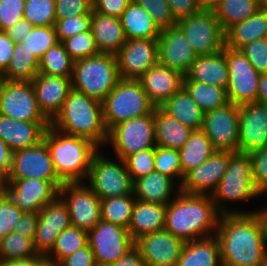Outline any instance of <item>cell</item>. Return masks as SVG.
I'll use <instances>...</instances> for the list:
<instances>
[{"label": "cell", "mask_w": 267, "mask_h": 266, "mask_svg": "<svg viewBox=\"0 0 267 266\" xmlns=\"http://www.w3.org/2000/svg\"><path fill=\"white\" fill-rule=\"evenodd\" d=\"M23 43L40 60L44 53L59 41L54 26H34L23 39Z\"/></svg>", "instance_id": "cell-45"}, {"label": "cell", "mask_w": 267, "mask_h": 266, "mask_svg": "<svg viewBox=\"0 0 267 266\" xmlns=\"http://www.w3.org/2000/svg\"><path fill=\"white\" fill-rule=\"evenodd\" d=\"M49 127L50 121H22L0 114V139L12 152L38 145Z\"/></svg>", "instance_id": "cell-25"}, {"label": "cell", "mask_w": 267, "mask_h": 266, "mask_svg": "<svg viewBox=\"0 0 267 266\" xmlns=\"http://www.w3.org/2000/svg\"><path fill=\"white\" fill-rule=\"evenodd\" d=\"M5 193L4 184L0 183V197Z\"/></svg>", "instance_id": "cell-70"}, {"label": "cell", "mask_w": 267, "mask_h": 266, "mask_svg": "<svg viewBox=\"0 0 267 266\" xmlns=\"http://www.w3.org/2000/svg\"><path fill=\"white\" fill-rule=\"evenodd\" d=\"M38 178L50 181L58 190L64 184L57 176L46 142L13 152L8 179Z\"/></svg>", "instance_id": "cell-14"}, {"label": "cell", "mask_w": 267, "mask_h": 266, "mask_svg": "<svg viewBox=\"0 0 267 266\" xmlns=\"http://www.w3.org/2000/svg\"><path fill=\"white\" fill-rule=\"evenodd\" d=\"M265 197H267V194H264ZM256 213L259 215L261 221H262V224H263V227H264V231H265V235L267 237V206L266 208L264 207L263 210H257Z\"/></svg>", "instance_id": "cell-67"}, {"label": "cell", "mask_w": 267, "mask_h": 266, "mask_svg": "<svg viewBox=\"0 0 267 266\" xmlns=\"http://www.w3.org/2000/svg\"><path fill=\"white\" fill-rule=\"evenodd\" d=\"M176 21L201 11L198 0H166Z\"/></svg>", "instance_id": "cell-57"}, {"label": "cell", "mask_w": 267, "mask_h": 266, "mask_svg": "<svg viewBox=\"0 0 267 266\" xmlns=\"http://www.w3.org/2000/svg\"><path fill=\"white\" fill-rule=\"evenodd\" d=\"M176 25L185 34L197 55H210L225 47V31L214 11H204L179 19Z\"/></svg>", "instance_id": "cell-10"}, {"label": "cell", "mask_w": 267, "mask_h": 266, "mask_svg": "<svg viewBox=\"0 0 267 266\" xmlns=\"http://www.w3.org/2000/svg\"><path fill=\"white\" fill-rule=\"evenodd\" d=\"M184 242L164 230L145 234L134 241L146 266H177Z\"/></svg>", "instance_id": "cell-20"}, {"label": "cell", "mask_w": 267, "mask_h": 266, "mask_svg": "<svg viewBox=\"0 0 267 266\" xmlns=\"http://www.w3.org/2000/svg\"><path fill=\"white\" fill-rule=\"evenodd\" d=\"M131 1L132 0H92V10L106 16L120 18Z\"/></svg>", "instance_id": "cell-56"}, {"label": "cell", "mask_w": 267, "mask_h": 266, "mask_svg": "<svg viewBox=\"0 0 267 266\" xmlns=\"http://www.w3.org/2000/svg\"><path fill=\"white\" fill-rule=\"evenodd\" d=\"M62 43L74 61L100 54L91 27L86 31L65 39Z\"/></svg>", "instance_id": "cell-47"}, {"label": "cell", "mask_w": 267, "mask_h": 266, "mask_svg": "<svg viewBox=\"0 0 267 266\" xmlns=\"http://www.w3.org/2000/svg\"><path fill=\"white\" fill-rule=\"evenodd\" d=\"M222 0H198L201 10L204 11H215V9L220 5Z\"/></svg>", "instance_id": "cell-66"}, {"label": "cell", "mask_w": 267, "mask_h": 266, "mask_svg": "<svg viewBox=\"0 0 267 266\" xmlns=\"http://www.w3.org/2000/svg\"><path fill=\"white\" fill-rule=\"evenodd\" d=\"M264 1V6L267 7V0H263Z\"/></svg>", "instance_id": "cell-72"}, {"label": "cell", "mask_w": 267, "mask_h": 266, "mask_svg": "<svg viewBox=\"0 0 267 266\" xmlns=\"http://www.w3.org/2000/svg\"><path fill=\"white\" fill-rule=\"evenodd\" d=\"M264 6L263 0H222L214 13L226 31L233 24L241 22Z\"/></svg>", "instance_id": "cell-38"}, {"label": "cell", "mask_w": 267, "mask_h": 266, "mask_svg": "<svg viewBox=\"0 0 267 266\" xmlns=\"http://www.w3.org/2000/svg\"><path fill=\"white\" fill-rule=\"evenodd\" d=\"M4 190L21 211L28 213H38L59 195L50 181L38 178L7 179Z\"/></svg>", "instance_id": "cell-18"}, {"label": "cell", "mask_w": 267, "mask_h": 266, "mask_svg": "<svg viewBox=\"0 0 267 266\" xmlns=\"http://www.w3.org/2000/svg\"><path fill=\"white\" fill-rule=\"evenodd\" d=\"M13 152L9 146L0 139V183L5 184L12 165Z\"/></svg>", "instance_id": "cell-61"}, {"label": "cell", "mask_w": 267, "mask_h": 266, "mask_svg": "<svg viewBox=\"0 0 267 266\" xmlns=\"http://www.w3.org/2000/svg\"><path fill=\"white\" fill-rule=\"evenodd\" d=\"M135 200L133 195L102 199L101 219L128 229Z\"/></svg>", "instance_id": "cell-41"}, {"label": "cell", "mask_w": 267, "mask_h": 266, "mask_svg": "<svg viewBox=\"0 0 267 266\" xmlns=\"http://www.w3.org/2000/svg\"><path fill=\"white\" fill-rule=\"evenodd\" d=\"M158 38L127 39L115 54L121 79L138 80L158 63Z\"/></svg>", "instance_id": "cell-17"}, {"label": "cell", "mask_w": 267, "mask_h": 266, "mask_svg": "<svg viewBox=\"0 0 267 266\" xmlns=\"http://www.w3.org/2000/svg\"><path fill=\"white\" fill-rule=\"evenodd\" d=\"M87 244V231L70 226L59 234L46 258L52 266H57L64 258L74 254Z\"/></svg>", "instance_id": "cell-39"}, {"label": "cell", "mask_w": 267, "mask_h": 266, "mask_svg": "<svg viewBox=\"0 0 267 266\" xmlns=\"http://www.w3.org/2000/svg\"><path fill=\"white\" fill-rule=\"evenodd\" d=\"M120 79L114 54L100 53L73 63L72 89L100 102L115 88Z\"/></svg>", "instance_id": "cell-6"}, {"label": "cell", "mask_w": 267, "mask_h": 266, "mask_svg": "<svg viewBox=\"0 0 267 266\" xmlns=\"http://www.w3.org/2000/svg\"><path fill=\"white\" fill-rule=\"evenodd\" d=\"M25 0H0V31H6L23 18Z\"/></svg>", "instance_id": "cell-54"}, {"label": "cell", "mask_w": 267, "mask_h": 266, "mask_svg": "<svg viewBox=\"0 0 267 266\" xmlns=\"http://www.w3.org/2000/svg\"><path fill=\"white\" fill-rule=\"evenodd\" d=\"M0 114L22 121H49L38 107L31 81L4 80L0 87Z\"/></svg>", "instance_id": "cell-15"}, {"label": "cell", "mask_w": 267, "mask_h": 266, "mask_svg": "<svg viewBox=\"0 0 267 266\" xmlns=\"http://www.w3.org/2000/svg\"><path fill=\"white\" fill-rule=\"evenodd\" d=\"M173 183V179L154 170L133 181V196L136 200L167 205L173 200Z\"/></svg>", "instance_id": "cell-32"}, {"label": "cell", "mask_w": 267, "mask_h": 266, "mask_svg": "<svg viewBox=\"0 0 267 266\" xmlns=\"http://www.w3.org/2000/svg\"><path fill=\"white\" fill-rule=\"evenodd\" d=\"M155 147L148 148L127 156L124 159L127 171L132 181L146 176L155 170L154 167Z\"/></svg>", "instance_id": "cell-48"}, {"label": "cell", "mask_w": 267, "mask_h": 266, "mask_svg": "<svg viewBox=\"0 0 267 266\" xmlns=\"http://www.w3.org/2000/svg\"><path fill=\"white\" fill-rule=\"evenodd\" d=\"M92 0H55L56 19L91 13Z\"/></svg>", "instance_id": "cell-55"}, {"label": "cell", "mask_w": 267, "mask_h": 266, "mask_svg": "<svg viewBox=\"0 0 267 266\" xmlns=\"http://www.w3.org/2000/svg\"><path fill=\"white\" fill-rule=\"evenodd\" d=\"M157 40L158 63L185 76L197 54L182 30L177 25L163 29Z\"/></svg>", "instance_id": "cell-21"}, {"label": "cell", "mask_w": 267, "mask_h": 266, "mask_svg": "<svg viewBox=\"0 0 267 266\" xmlns=\"http://www.w3.org/2000/svg\"><path fill=\"white\" fill-rule=\"evenodd\" d=\"M109 266H146L139 250L134 246L124 256Z\"/></svg>", "instance_id": "cell-63"}, {"label": "cell", "mask_w": 267, "mask_h": 266, "mask_svg": "<svg viewBox=\"0 0 267 266\" xmlns=\"http://www.w3.org/2000/svg\"><path fill=\"white\" fill-rule=\"evenodd\" d=\"M85 183H65L59 196L67 204L71 226L89 231L101 220V199Z\"/></svg>", "instance_id": "cell-13"}, {"label": "cell", "mask_w": 267, "mask_h": 266, "mask_svg": "<svg viewBox=\"0 0 267 266\" xmlns=\"http://www.w3.org/2000/svg\"><path fill=\"white\" fill-rule=\"evenodd\" d=\"M183 87L205 113L229 103L226 88L193 81H183Z\"/></svg>", "instance_id": "cell-40"}, {"label": "cell", "mask_w": 267, "mask_h": 266, "mask_svg": "<svg viewBox=\"0 0 267 266\" xmlns=\"http://www.w3.org/2000/svg\"><path fill=\"white\" fill-rule=\"evenodd\" d=\"M166 205L135 200L128 230L135 241L139 237L164 230Z\"/></svg>", "instance_id": "cell-29"}, {"label": "cell", "mask_w": 267, "mask_h": 266, "mask_svg": "<svg viewBox=\"0 0 267 266\" xmlns=\"http://www.w3.org/2000/svg\"><path fill=\"white\" fill-rule=\"evenodd\" d=\"M228 83L226 87L229 102L240 106L257 102L260 73L251 65L240 49L226 46Z\"/></svg>", "instance_id": "cell-12"}, {"label": "cell", "mask_w": 267, "mask_h": 266, "mask_svg": "<svg viewBox=\"0 0 267 266\" xmlns=\"http://www.w3.org/2000/svg\"><path fill=\"white\" fill-rule=\"evenodd\" d=\"M38 256L33 240L10 232L0 240V260H23Z\"/></svg>", "instance_id": "cell-43"}, {"label": "cell", "mask_w": 267, "mask_h": 266, "mask_svg": "<svg viewBox=\"0 0 267 266\" xmlns=\"http://www.w3.org/2000/svg\"><path fill=\"white\" fill-rule=\"evenodd\" d=\"M217 211L221 214H251L252 212L229 211L226 202H243L261 196L252 176L250 156L241 152H229V160L225 174L219 181L216 189L210 195ZM225 202V203H224ZM225 204V205H224Z\"/></svg>", "instance_id": "cell-5"}, {"label": "cell", "mask_w": 267, "mask_h": 266, "mask_svg": "<svg viewBox=\"0 0 267 266\" xmlns=\"http://www.w3.org/2000/svg\"><path fill=\"white\" fill-rule=\"evenodd\" d=\"M91 31L100 53L116 54L126 42L120 18L92 10Z\"/></svg>", "instance_id": "cell-28"}, {"label": "cell", "mask_w": 267, "mask_h": 266, "mask_svg": "<svg viewBox=\"0 0 267 266\" xmlns=\"http://www.w3.org/2000/svg\"><path fill=\"white\" fill-rule=\"evenodd\" d=\"M40 60L23 42L16 43L7 70L3 73L7 81H32L39 73Z\"/></svg>", "instance_id": "cell-37"}, {"label": "cell", "mask_w": 267, "mask_h": 266, "mask_svg": "<svg viewBox=\"0 0 267 266\" xmlns=\"http://www.w3.org/2000/svg\"><path fill=\"white\" fill-rule=\"evenodd\" d=\"M23 213L6 193L0 197V240L14 230Z\"/></svg>", "instance_id": "cell-51"}, {"label": "cell", "mask_w": 267, "mask_h": 266, "mask_svg": "<svg viewBox=\"0 0 267 266\" xmlns=\"http://www.w3.org/2000/svg\"><path fill=\"white\" fill-rule=\"evenodd\" d=\"M159 107L190 129H202L205 112L195 103L184 87Z\"/></svg>", "instance_id": "cell-34"}, {"label": "cell", "mask_w": 267, "mask_h": 266, "mask_svg": "<svg viewBox=\"0 0 267 266\" xmlns=\"http://www.w3.org/2000/svg\"><path fill=\"white\" fill-rule=\"evenodd\" d=\"M267 101V74H261L259 77L257 103Z\"/></svg>", "instance_id": "cell-65"}, {"label": "cell", "mask_w": 267, "mask_h": 266, "mask_svg": "<svg viewBox=\"0 0 267 266\" xmlns=\"http://www.w3.org/2000/svg\"><path fill=\"white\" fill-rule=\"evenodd\" d=\"M223 266L217 237L184 242L177 266Z\"/></svg>", "instance_id": "cell-31"}, {"label": "cell", "mask_w": 267, "mask_h": 266, "mask_svg": "<svg viewBox=\"0 0 267 266\" xmlns=\"http://www.w3.org/2000/svg\"><path fill=\"white\" fill-rule=\"evenodd\" d=\"M111 161L97 151L91 162L87 180L93 192L102 200L123 195H133V181L124 160Z\"/></svg>", "instance_id": "cell-8"}, {"label": "cell", "mask_w": 267, "mask_h": 266, "mask_svg": "<svg viewBox=\"0 0 267 266\" xmlns=\"http://www.w3.org/2000/svg\"><path fill=\"white\" fill-rule=\"evenodd\" d=\"M46 142L58 178L65 183H83L88 178L92 158L99 147L92 141L60 132L51 125Z\"/></svg>", "instance_id": "cell-3"}, {"label": "cell", "mask_w": 267, "mask_h": 266, "mask_svg": "<svg viewBox=\"0 0 267 266\" xmlns=\"http://www.w3.org/2000/svg\"><path fill=\"white\" fill-rule=\"evenodd\" d=\"M261 104L264 106V108H265V110L267 112V101L266 102H262Z\"/></svg>", "instance_id": "cell-71"}, {"label": "cell", "mask_w": 267, "mask_h": 266, "mask_svg": "<svg viewBox=\"0 0 267 266\" xmlns=\"http://www.w3.org/2000/svg\"><path fill=\"white\" fill-rule=\"evenodd\" d=\"M238 152L249 154L267 146V112L261 103L239 106Z\"/></svg>", "instance_id": "cell-22"}, {"label": "cell", "mask_w": 267, "mask_h": 266, "mask_svg": "<svg viewBox=\"0 0 267 266\" xmlns=\"http://www.w3.org/2000/svg\"><path fill=\"white\" fill-rule=\"evenodd\" d=\"M87 241L97 266H109L134 247L128 229L102 219L87 231Z\"/></svg>", "instance_id": "cell-11"}, {"label": "cell", "mask_w": 267, "mask_h": 266, "mask_svg": "<svg viewBox=\"0 0 267 266\" xmlns=\"http://www.w3.org/2000/svg\"><path fill=\"white\" fill-rule=\"evenodd\" d=\"M228 160L229 151H215L208 160L184 175L180 191L187 194L211 195L225 174Z\"/></svg>", "instance_id": "cell-23"}, {"label": "cell", "mask_w": 267, "mask_h": 266, "mask_svg": "<svg viewBox=\"0 0 267 266\" xmlns=\"http://www.w3.org/2000/svg\"><path fill=\"white\" fill-rule=\"evenodd\" d=\"M33 27L27 19L22 18L5 32L15 43H20L23 42V39L30 33Z\"/></svg>", "instance_id": "cell-62"}, {"label": "cell", "mask_w": 267, "mask_h": 266, "mask_svg": "<svg viewBox=\"0 0 267 266\" xmlns=\"http://www.w3.org/2000/svg\"><path fill=\"white\" fill-rule=\"evenodd\" d=\"M154 167L157 172L173 180L174 178H180L181 183H179L178 188L181 186L184 175L181 170L179 150L156 146Z\"/></svg>", "instance_id": "cell-46"}, {"label": "cell", "mask_w": 267, "mask_h": 266, "mask_svg": "<svg viewBox=\"0 0 267 266\" xmlns=\"http://www.w3.org/2000/svg\"><path fill=\"white\" fill-rule=\"evenodd\" d=\"M137 5L143 7L153 18L154 23L160 30L176 25L169 4L166 0H132Z\"/></svg>", "instance_id": "cell-49"}, {"label": "cell", "mask_w": 267, "mask_h": 266, "mask_svg": "<svg viewBox=\"0 0 267 266\" xmlns=\"http://www.w3.org/2000/svg\"><path fill=\"white\" fill-rule=\"evenodd\" d=\"M252 163V176L258 192L267 194V146L248 154Z\"/></svg>", "instance_id": "cell-53"}, {"label": "cell", "mask_w": 267, "mask_h": 266, "mask_svg": "<svg viewBox=\"0 0 267 266\" xmlns=\"http://www.w3.org/2000/svg\"><path fill=\"white\" fill-rule=\"evenodd\" d=\"M57 266H97L93 250L87 244L74 254L64 258Z\"/></svg>", "instance_id": "cell-58"}, {"label": "cell", "mask_w": 267, "mask_h": 266, "mask_svg": "<svg viewBox=\"0 0 267 266\" xmlns=\"http://www.w3.org/2000/svg\"><path fill=\"white\" fill-rule=\"evenodd\" d=\"M177 192L166 205L164 229L183 242L214 236L221 214L211 196Z\"/></svg>", "instance_id": "cell-2"}, {"label": "cell", "mask_w": 267, "mask_h": 266, "mask_svg": "<svg viewBox=\"0 0 267 266\" xmlns=\"http://www.w3.org/2000/svg\"><path fill=\"white\" fill-rule=\"evenodd\" d=\"M223 266H260L267 253V237L259 215H220L215 232Z\"/></svg>", "instance_id": "cell-1"}, {"label": "cell", "mask_w": 267, "mask_h": 266, "mask_svg": "<svg viewBox=\"0 0 267 266\" xmlns=\"http://www.w3.org/2000/svg\"><path fill=\"white\" fill-rule=\"evenodd\" d=\"M50 125L65 134L86 138L99 148L107 144L102 102L74 89L69 91L61 111Z\"/></svg>", "instance_id": "cell-4"}, {"label": "cell", "mask_w": 267, "mask_h": 266, "mask_svg": "<svg viewBox=\"0 0 267 266\" xmlns=\"http://www.w3.org/2000/svg\"><path fill=\"white\" fill-rule=\"evenodd\" d=\"M254 69L260 74H267V40L260 38L240 48Z\"/></svg>", "instance_id": "cell-52"}, {"label": "cell", "mask_w": 267, "mask_h": 266, "mask_svg": "<svg viewBox=\"0 0 267 266\" xmlns=\"http://www.w3.org/2000/svg\"><path fill=\"white\" fill-rule=\"evenodd\" d=\"M15 42L5 31H0V70H7L10 59L13 56Z\"/></svg>", "instance_id": "cell-60"}, {"label": "cell", "mask_w": 267, "mask_h": 266, "mask_svg": "<svg viewBox=\"0 0 267 266\" xmlns=\"http://www.w3.org/2000/svg\"><path fill=\"white\" fill-rule=\"evenodd\" d=\"M120 20L126 39H152L161 34L150 14L133 1L123 11Z\"/></svg>", "instance_id": "cell-35"}, {"label": "cell", "mask_w": 267, "mask_h": 266, "mask_svg": "<svg viewBox=\"0 0 267 266\" xmlns=\"http://www.w3.org/2000/svg\"><path fill=\"white\" fill-rule=\"evenodd\" d=\"M192 131L160 107L154 108L156 146L179 150L187 142Z\"/></svg>", "instance_id": "cell-33"}, {"label": "cell", "mask_w": 267, "mask_h": 266, "mask_svg": "<svg viewBox=\"0 0 267 266\" xmlns=\"http://www.w3.org/2000/svg\"><path fill=\"white\" fill-rule=\"evenodd\" d=\"M0 266H52L44 255L23 260H0Z\"/></svg>", "instance_id": "cell-64"}, {"label": "cell", "mask_w": 267, "mask_h": 266, "mask_svg": "<svg viewBox=\"0 0 267 266\" xmlns=\"http://www.w3.org/2000/svg\"><path fill=\"white\" fill-rule=\"evenodd\" d=\"M154 108L139 80L120 79L102 101L104 125L109 131L121 122L150 114Z\"/></svg>", "instance_id": "cell-7"}, {"label": "cell", "mask_w": 267, "mask_h": 266, "mask_svg": "<svg viewBox=\"0 0 267 266\" xmlns=\"http://www.w3.org/2000/svg\"><path fill=\"white\" fill-rule=\"evenodd\" d=\"M148 99L161 106L183 87L184 76L159 63L148 69L139 79Z\"/></svg>", "instance_id": "cell-26"}, {"label": "cell", "mask_w": 267, "mask_h": 266, "mask_svg": "<svg viewBox=\"0 0 267 266\" xmlns=\"http://www.w3.org/2000/svg\"><path fill=\"white\" fill-rule=\"evenodd\" d=\"M70 226L67 204L58 195L38 212V222L33 240L38 255L46 256L53 248L59 234Z\"/></svg>", "instance_id": "cell-19"}, {"label": "cell", "mask_w": 267, "mask_h": 266, "mask_svg": "<svg viewBox=\"0 0 267 266\" xmlns=\"http://www.w3.org/2000/svg\"><path fill=\"white\" fill-rule=\"evenodd\" d=\"M267 35V7H261L245 20L233 24L225 31V46L240 49L244 45Z\"/></svg>", "instance_id": "cell-30"}, {"label": "cell", "mask_w": 267, "mask_h": 266, "mask_svg": "<svg viewBox=\"0 0 267 266\" xmlns=\"http://www.w3.org/2000/svg\"><path fill=\"white\" fill-rule=\"evenodd\" d=\"M239 106L229 102L204 115L202 131L216 151L238 152Z\"/></svg>", "instance_id": "cell-16"}, {"label": "cell", "mask_w": 267, "mask_h": 266, "mask_svg": "<svg viewBox=\"0 0 267 266\" xmlns=\"http://www.w3.org/2000/svg\"><path fill=\"white\" fill-rule=\"evenodd\" d=\"M260 266H267V253L265 254L263 261L261 262Z\"/></svg>", "instance_id": "cell-68"}, {"label": "cell", "mask_w": 267, "mask_h": 266, "mask_svg": "<svg viewBox=\"0 0 267 266\" xmlns=\"http://www.w3.org/2000/svg\"><path fill=\"white\" fill-rule=\"evenodd\" d=\"M216 150L206 134L200 130H193L187 142L179 149L182 174L208 160Z\"/></svg>", "instance_id": "cell-36"}, {"label": "cell", "mask_w": 267, "mask_h": 266, "mask_svg": "<svg viewBox=\"0 0 267 266\" xmlns=\"http://www.w3.org/2000/svg\"><path fill=\"white\" fill-rule=\"evenodd\" d=\"M23 18L33 26H54L55 0H25Z\"/></svg>", "instance_id": "cell-44"}, {"label": "cell", "mask_w": 267, "mask_h": 266, "mask_svg": "<svg viewBox=\"0 0 267 266\" xmlns=\"http://www.w3.org/2000/svg\"><path fill=\"white\" fill-rule=\"evenodd\" d=\"M31 83L40 111L51 122L61 111L72 89L71 78L38 73Z\"/></svg>", "instance_id": "cell-24"}, {"label": "cell", "mask_w": 267, "mask_h": 266, "mask_svg": "<svg viewBox=\"0 0 267 266\" xmlns=\"http://www.w3.org/2000/svg\"><path fill=\"white\" fill-rule=\"evenodd\" d=\"M91 26V13L72 16L66 19H56L55 31L59 42L78 33L86 31Z\"/></svg>", "instance_id": "cell-50"}, {"label": "cell", "mask_w": 267, "mask_h": 266, "mask_svg": "<svg viewBox=\"0 0 267 266\" xmlns=\"http://www.w3.org/2000/svg\"><path fill=\"white\" fill-rule=\"evenodd\" d=\"M110 142L117 158L156 147L154 132V110L147 115L121 122L108 131Z\"/></svg>", "instance_id": "cell-9"}, {"label": "cell", "mask_w": 267, "mask_h": 266, "mask_svg": "<svg viewBox=\"0 0 267 266\" xmlns=\"http://www.w3.org/2000/svg\"><path fill=\"white\" fill-rule=\"evenodd\" d=\"M226 46L210 55H197L183 81L202 82L226 88L228 83Z\"/></svg>", "instance_id": "cell-27"}, {"label": "cell", "mask_w": 267, "mask_h": 266, "mask_svg": "<svg viewBox=\"0 0 267 266\" xmlns=\"http://www.w3.org/2000/svg\"><path fill=\"white\" fill-rule=\"evenodd\" d=\"M38 222V213L24 212L16 223L13 232L34 240Z\"/></svg>", "instance_id": "cell-59"}, {"label": "cell", "mask_w": 267, "mask_h": 266, "mask_svg": "<svg viewBox=\"0 0 267 266\" xmlns=\"http://www.w3.org/2000/svg\"><path fill=\"white\" fill-rule=\"evenodd\" d=\"M74 60L70 57L62 42L49 48L40 59L39 73L50 76L71 78Z\"/></svg>", "instance_id": "cell-42"}, {"label": "cell", "mask_w": 267, "mask_h": 266, "mask_svg": "<svg viewBox=\"0 0 267 266\" xmlns=\"http://www.w3.org/2000/svg\"><path fill=\"white\" fill-rule=\"evenodd\" d=\"M4 82V76H3V72L0 70V87L2 86Z\"/></svg>", "instance_id": "cell-69"}]
</instances>
